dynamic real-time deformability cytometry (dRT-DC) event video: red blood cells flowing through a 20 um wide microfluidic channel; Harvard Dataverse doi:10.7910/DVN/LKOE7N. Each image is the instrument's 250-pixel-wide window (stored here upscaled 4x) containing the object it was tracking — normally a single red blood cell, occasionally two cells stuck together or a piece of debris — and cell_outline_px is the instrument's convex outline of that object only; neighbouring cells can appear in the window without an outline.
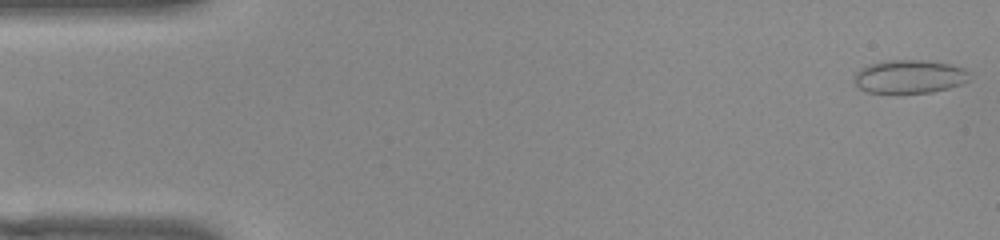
{"species": "common noctule bat (a hibernating species)", "species_latin": "Nyctalus noctula", "temperature_condition": "warm", "stored_images_in_passage": 53, "camera_frame_rate_fps": 3000, "um_per_image_px": 0.085, "animal": {"sex": "female", "body_mass_g": 22.0, "forearm_length_mm": 56.7}, "frame": {"image": 1, "passage_image": 1, "time_ms": 0.0, "image_size_px": [1000, 240], "cell_outline_px": [[968, 80], [960, 84], [948, 88], [932, 92], [868, 92], [852, 84], [852, 80], [856, 72], [860, 68], [868, 64], [880, 60], [928, 60], [948, 64], [964, 68], [968, 72]], "centroid_in_image_um": [77.23, 6.49], "position_along_channel_um": 7.8, "area_um2": 22.48}}
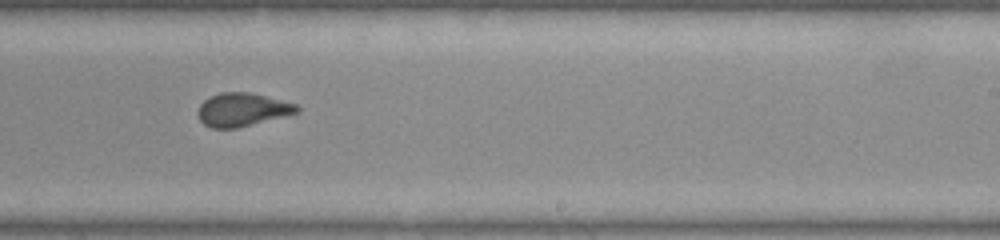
{"frame": {"image": 2, "passage_image": 32, "time_ms": 10.333, "image_size_px": [1000, 240], "cell_outline_px": [[300, 112], [236, 128], [212, 128], [204, 124], [200, 120], [196, 112], [200, 104], [204, 100], [220, 92], [252, 92], [296, 104], [300, 108]], "centroid_in_image_um": [20.58, 9.31], "position_along_channel_um": 268.4, "area_um2": 19.19}}
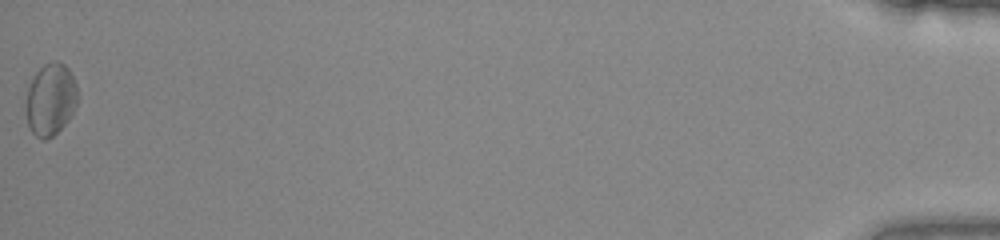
{"frame": {"image": 3, "passage_image": 53, "time_ms": 17.333, "image_size_px": [1000, 240], "cell_outline_px": [[76, 104], [68, 120], [52, 136], [44, 140], [36, 136], [32, 132], [28, 124], [24, 112], [24, 108], [28, 88], [36, 72], [44, 64], [52, 60], [56, 60], [64, 64], [68, 68], [76, 84]], "centroid_in_image_um": [4.26, 8.44], "position_along_channel_um": 430.9, "area_um2": 21.62}, "authors_computed_cell_mechanics": {"area_um2": 19.652, "velocity_mm_per_s": 3.8132, "shape_relaxation_time_tau1_ms": 4.8443, "shape_relaxation_time_tau2_ms": 1.8533, "deformation_change_tau1": 0.1116, "deformation_change_tau2": 0.0471}}